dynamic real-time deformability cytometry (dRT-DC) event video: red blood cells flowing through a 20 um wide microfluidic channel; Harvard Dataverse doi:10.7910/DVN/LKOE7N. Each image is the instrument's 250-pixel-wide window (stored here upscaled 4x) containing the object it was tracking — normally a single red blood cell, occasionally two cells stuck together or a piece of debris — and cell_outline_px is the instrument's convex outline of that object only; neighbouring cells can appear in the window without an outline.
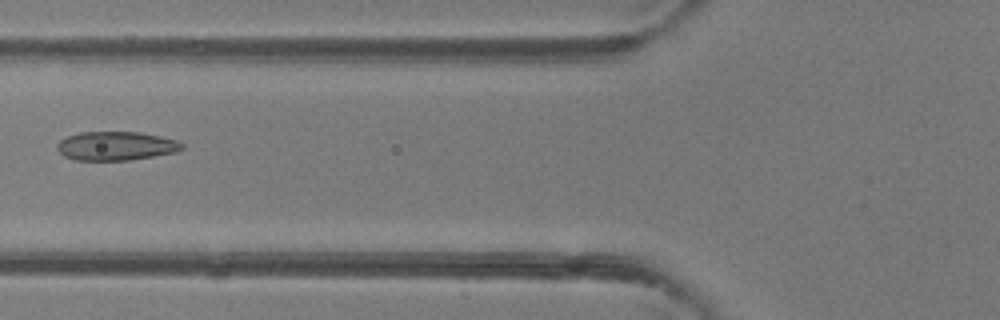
{"species": "common noctule bat (a hibernating species)", "species_latin": "Nyctalus noctula", "temperature_condition": "room temperature", "stored_images_in_passage": 3, "camera_frame_rate_fps": 3000, "um_per_image_px": 0.085, "animal": {"sex": "female"}, "frame": {"image": 1, "passage_image": 2, "time_ms": 0.333, "image_size_px": [1000, 320], "cell_outline_px": [[184, 148], [176, 152], [128, 160], [76, 160], [64, 156], [56, 148], [56, 144], [60, 140], [68, 136], [80, 132], [140, 132], [160, 136], [176, 140], [184, 144]], "centroid_in_image_um": [9.85, 12.4], "position_along_channel_um": 115.9, "area_um2": 20.92}}
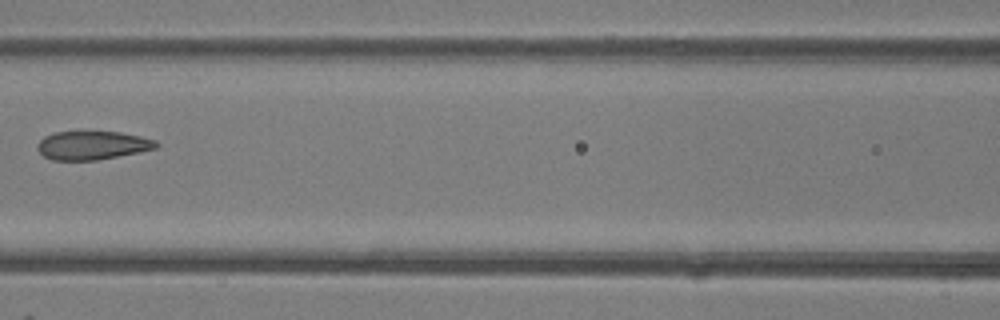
{"frame": {"image": 2, "passage_image": 3, "time_ms": 0.667, "image_size_px": [1000, 320], "cell_outline_px": [[160, 144], [156, 148], [140, 152], [96, 160], [52, 160], [44, 156], [36, 148], [36, 144], [44, 136], [56, 132], [120, 132], [140, 136], [156, 140]], "centroid_in_image_um": [7.85, 12.35], "position_along_channel_um": 158.7, "area_um2": 19.77}}